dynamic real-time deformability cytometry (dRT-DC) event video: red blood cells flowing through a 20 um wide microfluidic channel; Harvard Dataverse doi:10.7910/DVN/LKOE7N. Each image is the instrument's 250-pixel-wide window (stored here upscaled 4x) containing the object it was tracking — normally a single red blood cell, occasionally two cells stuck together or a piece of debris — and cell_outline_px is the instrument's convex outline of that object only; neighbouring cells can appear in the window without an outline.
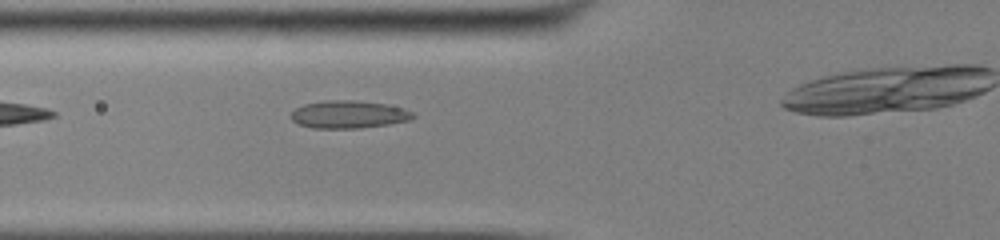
{"species": "common noctule bat (a hibernating species)", "species_latin": "Nyctalus noctula", "temperature_condition": "cold", "stored_images_in_passage": 21, "camera_frame_rate_fps": 3000, "um_per_image_px": 0.085, "animal": {"sex": "male", "body_mass_g": 13.0, "forearm_length_mm": 53.1}, "frame": {"image": 1, "passage_image": 4, "time_ms": 1.0, "image_size_px": [1000, 240], "cell_outline_px": [[416, 116], [412, 120], [388, 124], [360, 128], [312, 128], [300, 124], [292, 120], [292, 112], [296, 108], [304, 104], [324, 100], [352, 100], [384, 104], [404, 108], [412, 112]], "centroid_in_image_um": [29.66, 9.73], "position_along_channel_um": 96.1, "area_um2": 19.59}}
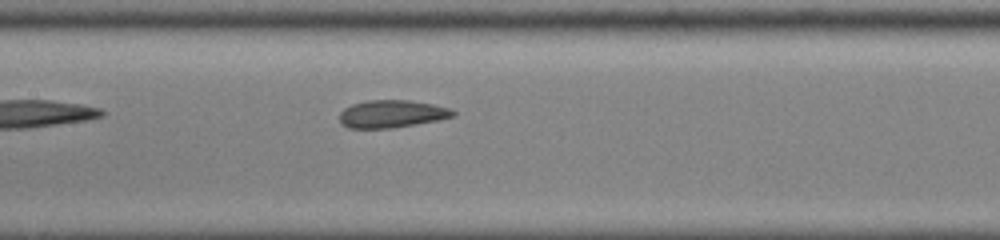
{"frame": {"image": 2, "passage_image": 10, "time_ms": 3.0, "image_size_px": [1000, 240], "cell_outline_px": [[456, 116], [440, 120], [392, 128], [348, 128], [340, 124], [340, 112], [344, 108], [352, 104], [368, 100], [408, 100], [432, 104], [448, 108], [456, 112]], "centroid_in_image_um": [33.3, 9.68], "position_along_channel_um": 174.1, "area_um2": 18.32}}
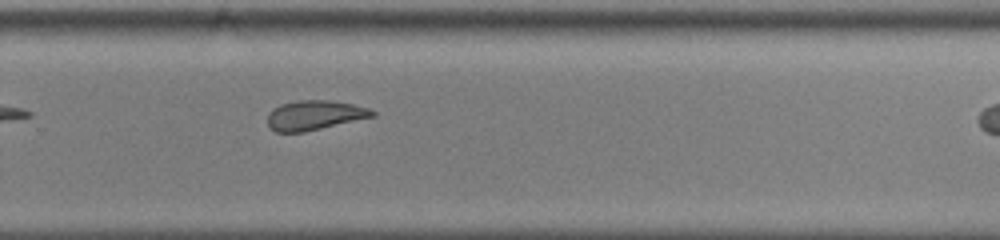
{"frame": {"image": 3, "passage_image": 20, "time_ms": 6.333, "image_size_px": [1000, 240], "cell_outline_px": [[376, 116], [304, 132], [276, 132], [268, 128], [268, 112], [272, 108], [280, 104], [300, 100], [328, 100], [352, 104], [368, 108], [376, 112]], "centroid_in_image_um": [26.71, 9.8], "position_along_channel_um": 303.1, "area_um2": 18.15}}